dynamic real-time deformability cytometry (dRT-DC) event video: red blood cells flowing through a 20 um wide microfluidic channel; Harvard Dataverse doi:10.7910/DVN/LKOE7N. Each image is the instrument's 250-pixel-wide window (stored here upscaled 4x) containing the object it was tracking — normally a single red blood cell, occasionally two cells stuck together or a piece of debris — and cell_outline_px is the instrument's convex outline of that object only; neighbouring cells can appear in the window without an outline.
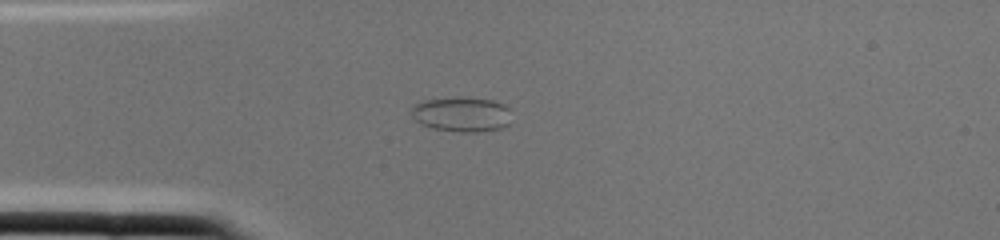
{"species": "common noctule bat (a hibernating species)", "species_latin": "Nyctalus noctula", "temperature_condition": "cold", "stored_images_in_passage": 2, "camera_frame_rate_fps": 3000, "um_per_image_px": 0.085, "animal": {"sex": "female", "body_mass_g": 22.0, "forearm_length_mm": 56.7}, "frame": {"image": 1, "passage_image": 2, "time_ms": 0.333, "image_size_px": [1000, 240], "cell_outline_px": [[508, 124], [500, 128], [476, 132], [460, 132], [432, 128], [420, 124], [412, 116], [412, 108], [416, 104], [424, 100], [460, 96], [492, 100], [504, 104], [508, 108]], "centroid_in_image_um": [39.21, 9.7], "position_along_channel_um": 45.8, "area_um2": 20.23}}